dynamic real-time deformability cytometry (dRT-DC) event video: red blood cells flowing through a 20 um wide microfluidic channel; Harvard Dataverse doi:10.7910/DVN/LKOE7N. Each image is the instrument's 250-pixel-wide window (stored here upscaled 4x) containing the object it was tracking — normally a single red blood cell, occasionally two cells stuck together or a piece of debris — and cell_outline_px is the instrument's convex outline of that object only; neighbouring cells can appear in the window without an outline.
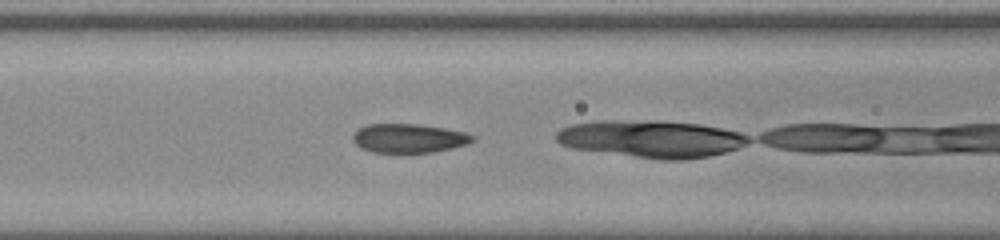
{"species": "common noctule bat (a hibernating species)", "species_latin": "Nyctalus noctula", "temperature_condition": "room temperature", "stored_images_in_passage": 38, "camera_frame_rate_fps": 3000, "um_per_image_px": 0.085, "animal": {"sex": "male", "body_mass_g": 20.0, "forearm_length_mm": 53.3}, "frame": {"image": 1, "passage_image": 21, "time_ms": 6.667, "image_size_px": [1000, 240], "cell_outline_px": [[476, 140], [468, 144], [452, 148], [432, 152], [372, 152], [360, 148], [352, 140], [352, 136], [360, 128], [368, 124], [420, 124], [444, 128], [464, 132], [476, 136]], "centroid_in_image_um": [34.78, 11.75], "position_along_channel_um": 131.8, "area_um2": 20.23}}